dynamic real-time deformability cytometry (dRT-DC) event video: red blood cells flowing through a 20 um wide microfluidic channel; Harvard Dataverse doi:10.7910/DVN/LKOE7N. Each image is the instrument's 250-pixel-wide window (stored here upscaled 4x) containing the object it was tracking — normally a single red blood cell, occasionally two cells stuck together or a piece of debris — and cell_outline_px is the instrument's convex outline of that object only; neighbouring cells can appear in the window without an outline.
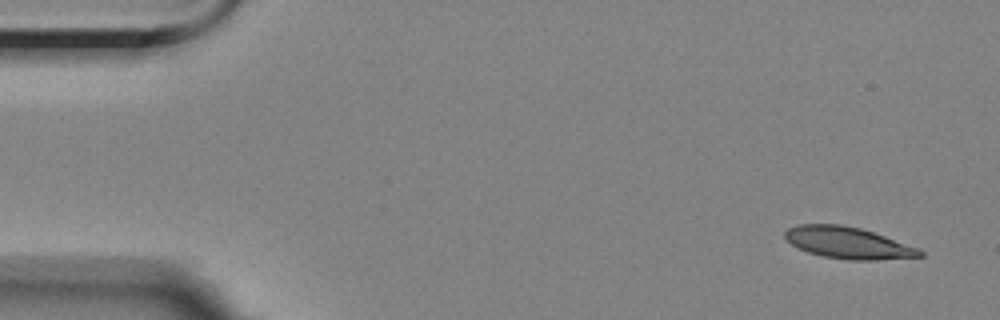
{"species": "Egyptian fruit bat (a non-hibernating species)", "species_latin": "Rousettus aegyptiacus", "temperature_condition": "room temperature", "stored_images_in_passage": 3, "segment_of_instrument_passage": [2, 2], "camera_frame_rate_fps": 3000, "um_per_image_px": 0.085, "animal": {"sex": "female"}, "frame": {"image": 1, "passage_image": 3, "time_ms": 2.333, "image_size_px": [1000, 320], "cell_outline_px": [[924, 256], [876, 260], [852, 260], [824, 256], [808, 252], [792, 244], [784, 236], [784, 232], [788, 228], [796, 224], [840, 224], [860, 228], [920, 248], [924, 252]], "centroid_in_image_um": [72.1, 20.63], "position_along_channel_um": 12.9, "area_um2": 24.68}}